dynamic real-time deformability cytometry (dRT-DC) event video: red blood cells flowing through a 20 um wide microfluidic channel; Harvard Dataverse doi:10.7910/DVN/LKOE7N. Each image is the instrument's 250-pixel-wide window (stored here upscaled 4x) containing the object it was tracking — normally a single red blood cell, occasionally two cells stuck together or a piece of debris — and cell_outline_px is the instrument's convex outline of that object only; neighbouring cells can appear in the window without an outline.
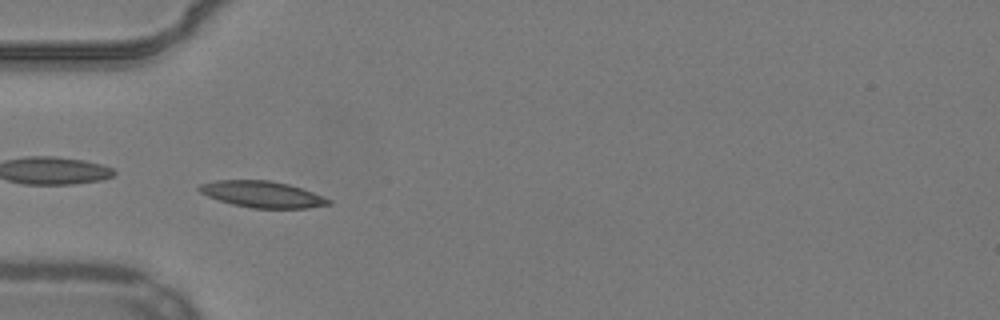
{"species": "common noctule bat (a hibernating species)", "species_latin": "Nyctalus noctula", "temperature_condition": "warm", "stored_images_in_passage": 26, "camera_frame_rate_fps": 3000, "um_per_image_px": 0.085, "animal": {"sex": "male", "body_mass_g": 19.2, "forearm_length_mm": 51.8}, "frame": {"image": 1, "passage_image": 15, "time_ms": 4.667, "image_size_px": [1000, 320], "cell_outline_px": [[332, 204], [308, 208], [252, 208], [232, 204], [208, 196], [200, 192], [196, 188], [200, 184], [216, 180], [268, 180], [288, 184], [312, 192], [332, 200]], "centroid_in_image_um": [22.29, 16.51], "position_along_channel_um": 62.7, "area_um2": 19.77}}